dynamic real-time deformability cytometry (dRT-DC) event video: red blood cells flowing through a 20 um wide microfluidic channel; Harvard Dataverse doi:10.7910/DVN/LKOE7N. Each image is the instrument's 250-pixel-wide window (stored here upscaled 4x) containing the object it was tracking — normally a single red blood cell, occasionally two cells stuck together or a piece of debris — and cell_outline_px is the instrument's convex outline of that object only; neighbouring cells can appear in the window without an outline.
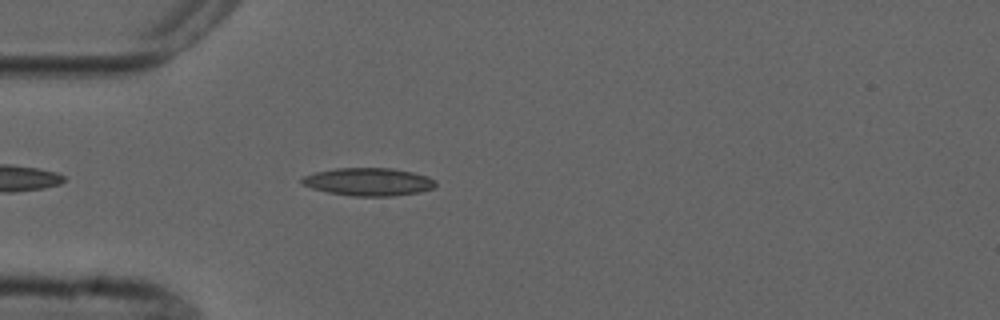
{"species": "common noctule bat (a hibernating species)", "species_latin": "Nyctalus noctula", "temperature_condition": "cold", "stored_images_in_passage": 5, "camera_frame_rate_fps": 3000, "um_per_image_px": 0.085, "animal": {"sex": "male", "forearm_length_mm": 52.5}, "frame": {"image": 1, "passage_image": 5, "time_ms": 4.667, "image_size_px": [1000, 320], "cell_outline_px": [[436, 184], [432, 188], [420, 192], [392, 196], [352, 196], [328, 192], [312, 188], [300, 184], [300, 180], [304, 176], [316, 172], [336, 168], [392, 168], [412, 172], [428, 176], [436, 180]], "centroid_in_image_um": [31.32, 15.45], "position_along_channel_um": 53.7, "area_um2": 21.73}}